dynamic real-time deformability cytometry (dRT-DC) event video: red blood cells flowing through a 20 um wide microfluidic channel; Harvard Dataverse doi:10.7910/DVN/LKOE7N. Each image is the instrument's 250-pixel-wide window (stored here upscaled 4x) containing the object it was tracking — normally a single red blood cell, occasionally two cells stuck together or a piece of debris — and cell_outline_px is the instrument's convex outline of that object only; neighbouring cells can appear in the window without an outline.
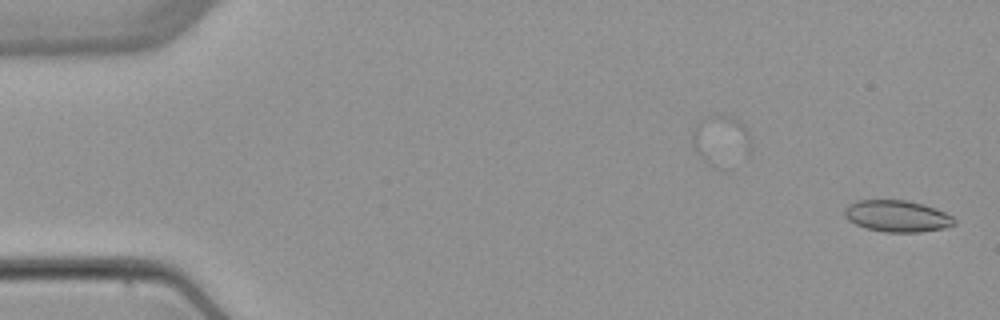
{"species": "common noctule bat (a hibernating species)", "species_latin": "Nyctalus noctula", "temperature_condition": "warm", "stored_images_in_passage": 2, "camera_frame_rate_fps": 3000, "um_per_image_px": 0.085, "animal": {"sex": "female", "body_mass_g": 22.7, "forearm_length_mm": 54.2}, "frame": {"image": 1, "passage_image": 2, "time_ms": 2.333, "image_size_px": [1000, 320], "cell_outline_px": [[956, 224], [944, 228], [920, 232], [884, 232], [868, 228], [856, 224], [848, 220], [844, 216], [844, 208], [848, 204], [856, 200], [908, 200], [924, 204], [936, 208], [952, 216], [956, 220]], "centroid_in_image_um": [76.26, 18.36], "position_along_channel_um": 8.7, "area_um2": 20.35}}